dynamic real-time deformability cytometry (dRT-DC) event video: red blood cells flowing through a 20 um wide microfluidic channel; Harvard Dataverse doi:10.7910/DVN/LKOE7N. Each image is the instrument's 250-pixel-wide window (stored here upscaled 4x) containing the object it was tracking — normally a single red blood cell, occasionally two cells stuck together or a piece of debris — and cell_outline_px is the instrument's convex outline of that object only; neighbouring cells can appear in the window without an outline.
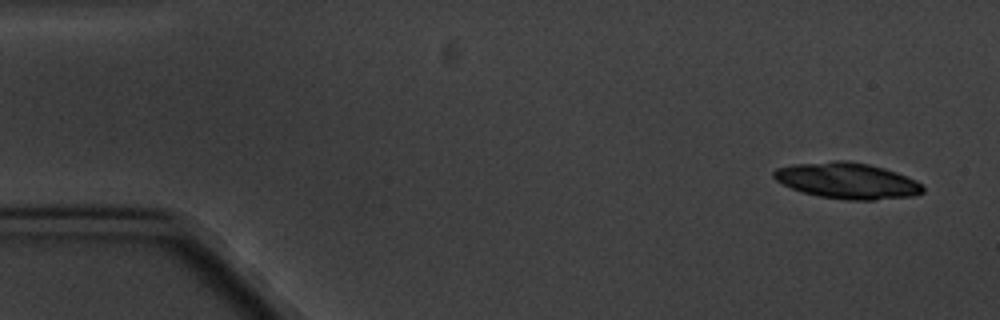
{"species": "common noctule bat (a hibernating species)", "species_latin": "Nyctalus noctula", "temperature_condition": "cold", "stored_images_in_passage": 5, "camera_frame_rate_fps": 3000, "um_per_image_px": 0.085, "animal": {"sex": "male", "body_mass_g": 20.1, "forearm_length_mm": 53.5}, "frame": {"image": 1, "passage_image": 1, "time_ms": 0.0, "image_size_px": [1000, 320], "cell_outline_px": [[924, 192], [912, 196], [872, 200], [848, 200], [820, 196], [804, 192], [792, 188], [776, 180], [772, 176], [772, 172], [776, 168], [792, 164], [832, 160], [848, 160], [868, 164], [884, 168], [896, 172], [916, 180], [924, 188]], "centroid_in_image_um": [72.0, 15.34], "position_along_channel_um": 13.0, "area_um2": 31.27}}